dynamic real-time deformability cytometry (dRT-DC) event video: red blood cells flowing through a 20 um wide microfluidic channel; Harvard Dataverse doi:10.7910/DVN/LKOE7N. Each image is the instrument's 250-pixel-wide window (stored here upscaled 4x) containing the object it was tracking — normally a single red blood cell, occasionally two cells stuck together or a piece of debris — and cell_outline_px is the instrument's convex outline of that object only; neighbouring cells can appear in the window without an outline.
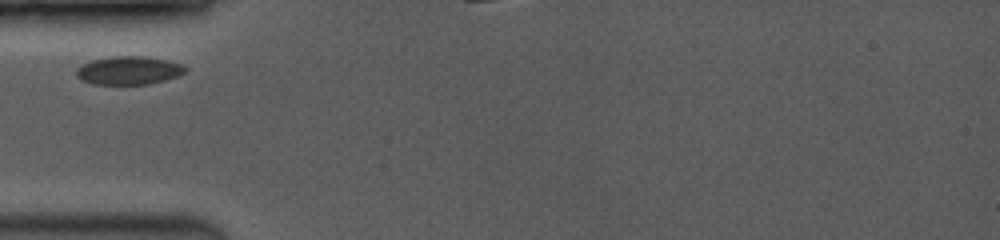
{"species": "common noctule bat (a hibernating species)", "species_latin": "Nyctalus noctula", "temperature_condition": "room temperature", "stored_images_in_passage": 15, "camera_frame_rate_fps": 3500, "um_per_image_px": 0.085, "animal": {"sex": "female", "body_mass_g": 19.0, "forearm_length_mm": 53.3}, "frame": {"image": 1, "passage_image": 1, "time_ms": 0.0, "image_size_px": [1000, 240], "cell_outline_px": [[188, 68], [180, 76], [148, 84], [92, 84], [76, 76], [76, 68], [92, 60], [112, 56], [144, 56], [184, 64]], "centroid_in_image_um": [10.97, 5.98], "position_along_channel_um": 74.0, "area_um2": 17.92}}
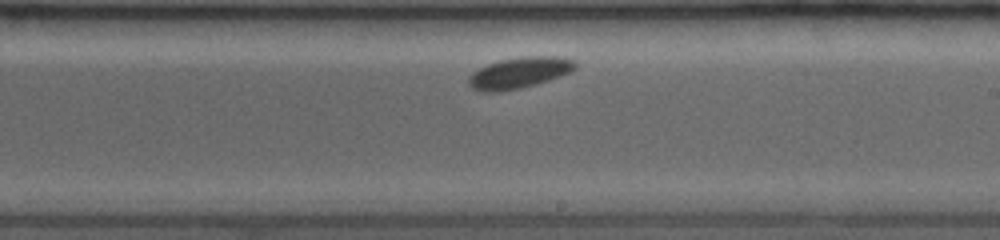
{"frame": {"image": 2, "passage_image": 7, "time_ms": 4.571, "image_size_px": [1000, 240], "cell_outline_px": [[576, 68], [560, 76], [536, 84], [520, 88], [500, 92], [480, 92], [472, 88], [468, 84], [468, 76], [472, 72], [488, 64], [500, 60], [520, 56], [564, 56], [572, 60], [576, 64]], "centroid_in_image_um": [44.1, 6.18], "position_along_channel_um": 244.9, "area_um2": 19.42}}
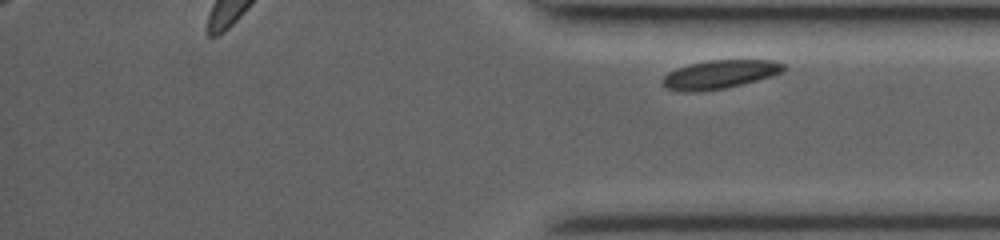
{"frame": {"image": 3, "passage_image": 15, "time_ms": 9.714, "image_size_px": [1000, 240], "cell_outline_px": [[784, 72], [772, 76], [724, 88], [696, 92], [684, 92], [668, 88], [660, 84], [664, 76], [668, 72], [676, 68], [688, 64], [708, 60], [772, 60], [784, 64]], "centroid_in_image_um": [61.14, 6.32], "position_along_channel_um": 374.1, "area_um2": 20.11}}